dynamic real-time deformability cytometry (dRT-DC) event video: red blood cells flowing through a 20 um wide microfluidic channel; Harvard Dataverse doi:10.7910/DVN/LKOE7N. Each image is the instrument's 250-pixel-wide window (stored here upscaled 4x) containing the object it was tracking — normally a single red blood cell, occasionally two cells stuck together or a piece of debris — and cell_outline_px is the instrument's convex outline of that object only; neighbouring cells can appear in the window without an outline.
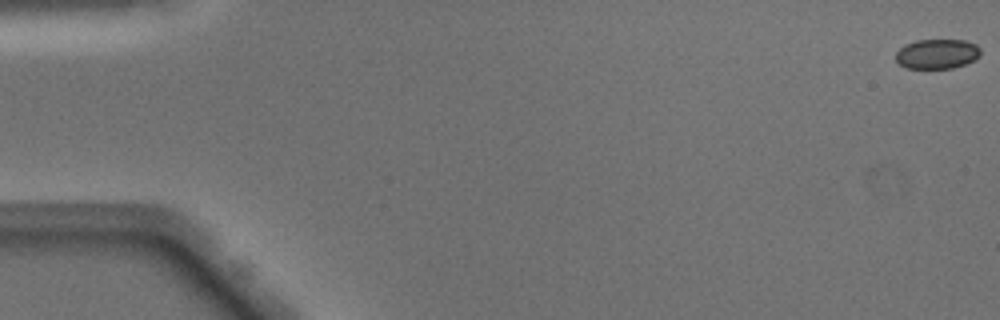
{"species": "Egyptian fruit bat (a non-hibernating species)", "species_latin": "Rousettus aegyptiacus", "temperature_condition": "warm", "stored_images_in_passage": 13, "camera_frame_rate_fps": 3000, "um_per_image_px": 0.085, "animal": {"sex": "male"}, "frame": {"image": 1, "passage_image": 1, "time_ms": 0.0, "image_size_px": [1000, 320], "cell_outline_px": [[980, 56], [964, 64], [952, 68], [904, 68], [896, 60], [896, 52], [904, 44], [916, 40], [964, 40], [976, 44], [980, 48]], "centroid_in_image_um": [79.63, 4.57], "position_along_channel_um": 5.4, "area_um2": 14.68}}
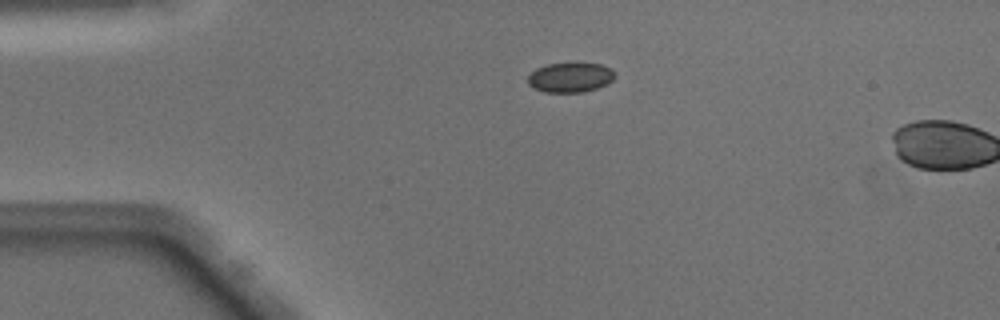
{"frame": {"image": 2, "passage_image": 12, "time_ms": 3.667, "image_size_px": [1000, 320], "cell_outline_px": [[616, 76], [608, 84], [584, 92], [544, 92], [528, 84], [528, 76], [536, 68], [548, 64], [600, 64], [616, 72]], "centroid_in_image_um": [48.49, 6.59], "position_along_channel_um": 36.5, "area_um2": 14.85}}